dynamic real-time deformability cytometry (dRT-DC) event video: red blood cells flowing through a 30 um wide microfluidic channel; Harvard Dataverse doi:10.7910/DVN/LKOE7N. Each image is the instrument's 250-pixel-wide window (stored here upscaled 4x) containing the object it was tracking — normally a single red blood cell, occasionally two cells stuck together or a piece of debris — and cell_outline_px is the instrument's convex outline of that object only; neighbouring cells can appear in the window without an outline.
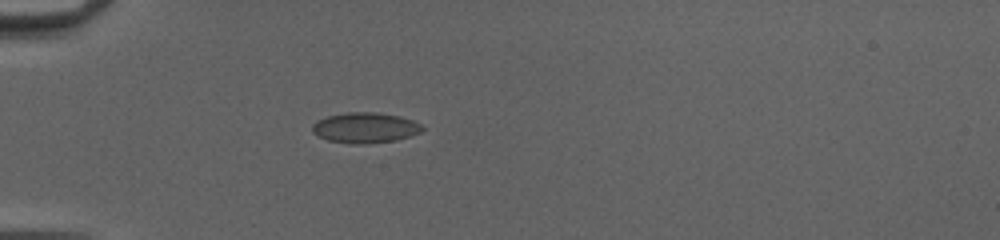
{"species": "common noctule bat (a hibernating species)", "species_latin": "Nyctalus noctula", "temperature_condition": "cold", "stored_images_in_passage": 50, "camera_frame_rate_fps": 3000, "um_per_image_px": 0.085, "animal": {"sex": "female", "body_mass_g": 20.0, "forearm_length_mm": 54.0}, "frame": {"image": 1, "passage_image": 16, "time_ms": 5.0, "image_size_px": [1000, 240], "cell_outline_px": [[424, 128], [420, 132], [396, 140], [364, 144], [348, 144], [328, 140], [312, 132], [312, 124], [316, 120], [328, 116], [348, 112], [376, 112], [400, 116], [412, 120], [420, 124]], "centroid_in_image_um": [31.01, 10.85], "position_along_channel_um": 54.0, "area_um2": 19.48}}
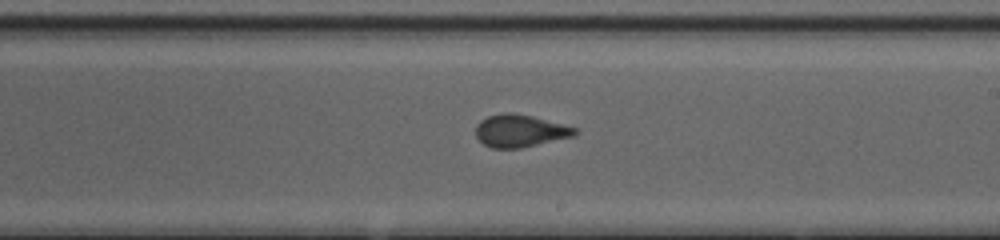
{"frame": {"image": 2, "passage_image": 31, "time_ms": 10.0, "image_size_px": [1000, 240], "cell_outline_px": [[580, 132], [576, 136], [520, 148], [492, 148], [484, 144], [476, 136], [476, 124], [480, 120], [488, 116], [504, 112], [512, 112], [532, 116], [576, 128]], "centroid_in_image_um": [44.21, 11.12], "position_along_channel_um": 244.8, "area_um2": 18.79}}
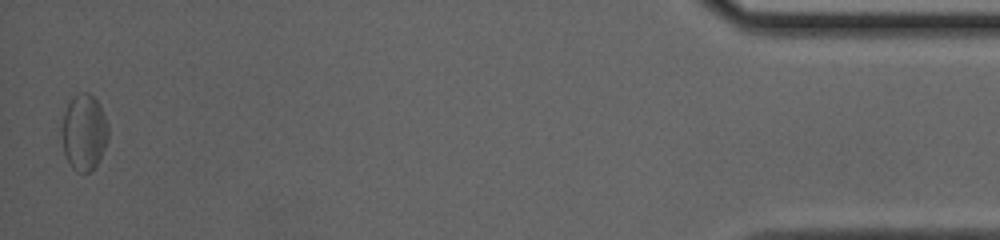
{"frame": {"image": 3, "passage_image": 50, "time_ms": 16.333, "image_size_px": [1000, 240], "cell_outline_px": [[108, 140], [100, 160], [92, 172], [76, 172], [68, 164], [64, 152], [60, 128], [64, 112], [72, 96], [80, 92], [88, 92], [96, 100], [108, 124]], "centroid_in_image_um": [7.12, 11.28], "position_along_channel_um": 428.1, "area_um2": 20.98}, "authors_computed_cell_mechanics": {"area_um2": 19.1029, "velocity_mm_per_s": 4.1397, "shape_relaxation_time_tau1_ms": null, "shape_relaxation_time_tau2_ms": 0.7269, "deformation_change_tau1": null, "deformation_change_tau2": 0.0583}}